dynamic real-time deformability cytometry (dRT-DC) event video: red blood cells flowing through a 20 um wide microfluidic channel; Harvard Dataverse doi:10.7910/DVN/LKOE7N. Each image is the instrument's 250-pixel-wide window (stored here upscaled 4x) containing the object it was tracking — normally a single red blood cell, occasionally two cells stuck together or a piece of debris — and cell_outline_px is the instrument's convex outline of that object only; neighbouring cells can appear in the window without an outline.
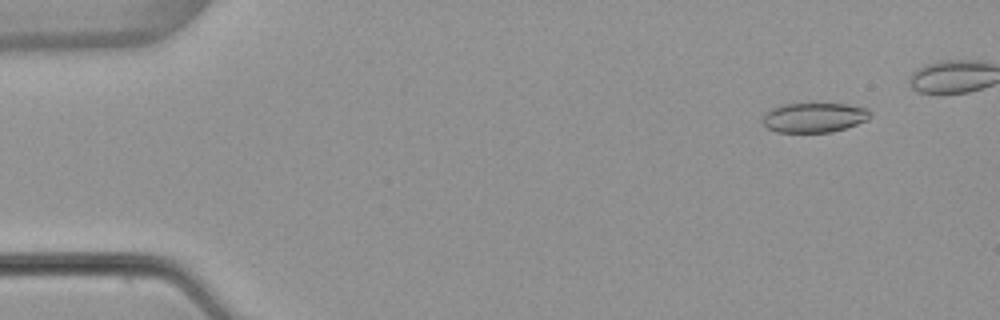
{"species": "common noctule bat (a hibernating species)", "species_latin": "Nyctalus noctula", "temperature_condition": "warm", "stored_images_in_passage": 44, "camera_frame_rate_fps": 3000, "um_per_image_px": 0.085, "animal": {"sex": "female", "body_mass_g": 22.7, "forearm_length_mm": 54.2}, "frame": {"image": 1, "passage_image": 5, "time_ms": 1.333, "image_size_px": [1000, 320], "cell_outline_px": [[872, 116], [868, 120], [832, 132], [776, 132], [768, 128], [764, 124], [764, 112], [780, 104], [848, 104], [868, 108], [872, 112]], "centroid_in_image_um": [69.23, 9.98], "position_along_channel_um": 15.8, "area_um2": 18.67}}
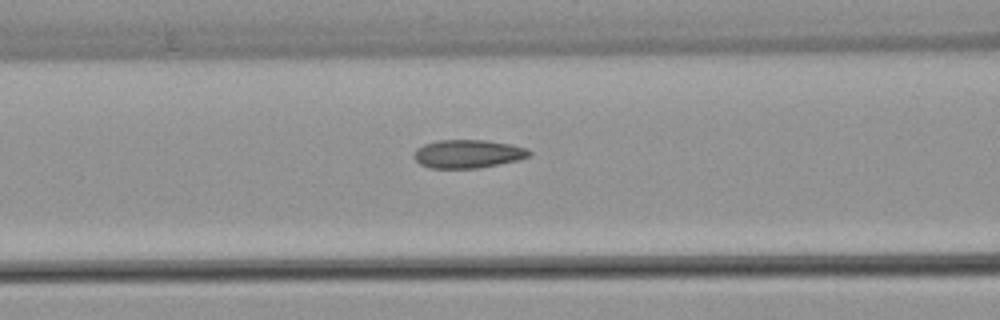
{"frame": {"image": 2, "passage_image": 22, "time_ms": 7.0, "image_size_px": [1000, 320], "cell_outline_px": [[532, 156], [520, 160], [480, 168], [428, 168], [420, 164], [412, 156], [416, 148], [424, 144], [436, 140], [484, 140], [512, 144], [528, 148], [532, 152]], "centroid_in_image_um": [39.8, 13.08], "position_along_channel_um": 126.8, "area_um2": 19.42}}
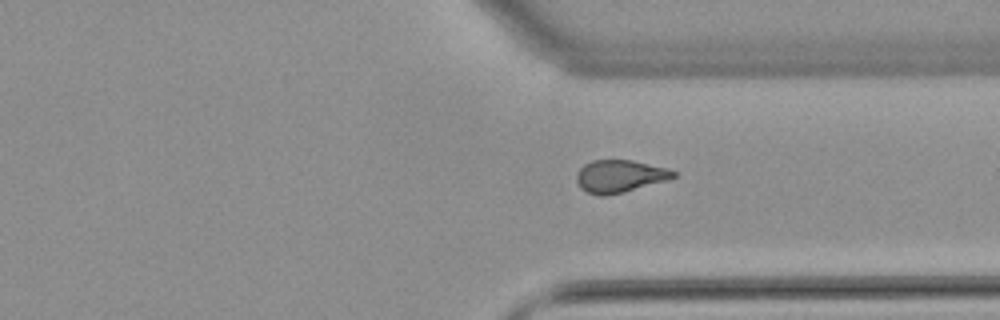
{"frame": {"image": 3, "passage_image": 40, "time_ms": 13.0, "image_size_px": [1000, 320], "cell_outline_px": [[676, 176], [668, 180], [624, 192], [604, 196], [600, 196], [588, 192], [580, 188], [576, 180], [576, 176], [580, 168], [584, 164], [592, 160], [632, 160], [668, 168], [676, 172]], "centroid_in_image_um": [52.68, 14.97], "position_along_channel_um": 358.7, "area_um2": 18.38}}